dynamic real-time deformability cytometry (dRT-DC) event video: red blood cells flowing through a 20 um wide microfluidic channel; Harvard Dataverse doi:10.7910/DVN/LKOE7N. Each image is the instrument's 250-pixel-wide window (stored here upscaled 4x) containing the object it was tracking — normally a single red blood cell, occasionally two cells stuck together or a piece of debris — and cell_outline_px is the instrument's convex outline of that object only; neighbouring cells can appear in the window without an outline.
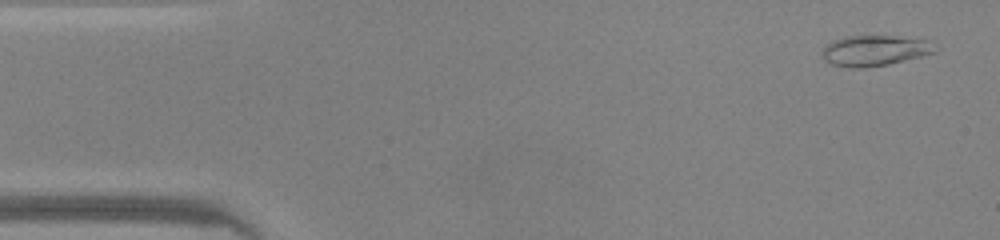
{"species": "common noctule bat (a hibernating species)", "species_latin": "Nyctalus noctula", "temperature_condition": "warm", "stored_images_in_passage": 8, "camera_frame_rate_fps": 3000, "um_per_image_px": 0.085, "animal": {"sex": "male", "body_mass_g": 20.0, "forearm_length_mm": 53.3}, "frame": {"image": 1, "passage_image": 2, "time_ms": 0.333, "image_size_px": [1000, 240], "cell_outline_px": [[936, 52], [888, 64], [864, 68], [848, 68], [832, 64], [824, 60], [820, 56], [824, 48], [832, 40], [848, 36], [892, 36], [924, 40]], "centroid_in_image_um": [74.22, 4.32], "position_along_channel_um": 10.8, "area_um2": 19.65}}